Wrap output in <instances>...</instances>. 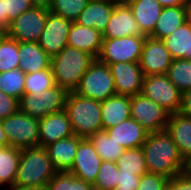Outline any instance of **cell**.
Masks as SVG:
<instances>
[{"mask_svg": "<svg viewBox=\"0 0 191 190\" xmlns=\"http://www.w3.org/2000/svg\"><path fill=\"white\" fill-rule=\"evenodd\" d=\"M141 148L148 173L168 179L181 173L183 158L166 130L149 133Z\"/></svg>", "mask_w": 191, "mask_h": 190, "instance_id": "1", "label": "cell"}, {"mask_svg": "<svg viewBox=\"0 0 191 190\" xmlns=\"http://www.w3.org/2000/svg\"><path fill=\"white\" fill-rule=\"evenodd\" d=\"M76 136L90 138L97 131L103 130L101 102L69 92L64 109Z\"/></svg>", "mask_w": 191, "mask_h": 190, "instance_id": "2", "label": "cell"}, {"mask_svg": "<svg viewBox=\"0 0 191 190\" xmlns=\"http://www.w3.org/2000/svg\"><path fill=\"white\" fill-rule=\"evenodd\" d=\"M95 58L87 52L66 46L51 58L55 84L68 92L75 91L82 76Z\"/></svg>", "mask_w": 191, "mask_h": 190, "instance_id": "3", "label": "cell"}, {"mask_svg": "<svg viewBox=\"0 0 191 190\" xmlns=\"http://www.w3.org/2000/svg\"><path fill=\"white\" fill-rule=\"evenodd\" d=\"M57 172L45 147L24 148L21 149L14 185L25 187L47 185Z\"/></svg>", "mask_w": 191, "mask_h": 190, "instance_id": "4", "label": "cell"}, {"mask_svg": "<svg viewBox=\"0 0 191 190\" xmlns=\"http://www.w3.org/2000/svg\"><path fill=\"white\" fill-rule=\"evenodd\" d=\"M74 92L100 102L117 94L109 66L95 59L82 76Z\"/></svg>", "mask_w": 191, "mask_h": 190, "instance_id": "5", "label": "cell"}, {"mask_svg": "<svg viewBox=\"0 0 191 190\" xmlns=\"http://www.w3.org/2000/svg\"><path fill=\"white\" fill-rule=\"evenodd\" d=\"M8 146L24 149L39 146V119L19 109L11 116L0 120Z\"/></svg>", "mask_w": 191, "mask_h": 190, "instance_id": "6", "label": "cell"}, {"mask_svg": "<svg viewBox=\"0 0 191 190\" xmlns=\"http://www.w3.org/2000/svg\"><path fill=\"white\" fill-rule=\"evenodd\" d=\"M68 91L56 84L40 95L23 94L18 101L19 110L31 117L42 118L65 109Z\"/></svg>", "mask_w": 191, "mask_h": 190, "instance_id": "7", "label": "cell"}, {"mask_svg": "<svg viewBox=\"0 0 191 190\" xmlns=\"http://www.w3.org/2000/svg\"><path fill=\"white\" fill-rule=\"evenodd\" d=\"M141 93L170 114L180 110L182 93L169 80L167 74L144 76Z\"/></svg>", "mask_w": 191, "mask_h": 190, "instance_id": "8", "label": "cell"}, {"mask_svg": "<svg viewBox=\"0 0 191 190\" xmlns=\"http://www.w3.org/2000/svg\"><path fill=\"white\" fill-rule=\"evenodd\" d=\"M131 118L149 133L166 129L170 113L142 93L130 97Z\"/></svg>", "mask_w": 191, "mask_h": 190, "instance_id": "9", "label": "cell"}, {"mask_svg": "<svg viewBox=\"0 0 191 190\" xmlns=\"http://www.w3.org/2000/svg\"><path fill=\"white\" fill-rule=\"evenodd\" d=\"M49 9L33 6L10 22L7 36L18 42H38L46 25Z\"/></svg>", "mask_w": 191, "mask_h": 190, "instance_id": "10", "label": "cell"}, {"mask_svg": "<svg viewBox=\"0 0 191 190\" xmlns=\"http://www.w3.org/2000/svg\"><path fill=\"white\" fill-rule=\"evenodd\" d=\"M145 37L127 36L103 39L98 60L106 65L118 62H139Z\"/></svg>", "mask_w": 191, "mask_h": 190, "instance_id": "11", "label": "cell"}, {"mask_svg": "<svg viewBox=\"0 0 191 190\" xmlns=\"http://www.w3.org/2000/svg\"><path fill=\"white\" fill-rule=\"evenodd\" d=\"M71 24L72 21L48 12L46 25L37 43L50 58L56 56L68 45L67 40Z\"/></svg>", "mask_w": 191, "mask_h": 190, "instance_id": "12", "label": "cell"}, {"mask_svg": "<svg viewBox=\"0 0 191 190\" xmlns=\"http://www.w3.org/2000/svg\"><path fill=\"white\" fill-rule=\"evenodd\" d=\"M172 61L173 58L162 40L145 37L139 60L144 76L167 74Z\"/></svg>", "mask_w": 191, "mask_h": 190, "instance_id": "13", "label": "cell"}, {"mask_svg": "<svg viewBox=\"0 0 191 190\" xmlns=\"http://www.w3.org/2000/svg\"><path fill=\"white\" fill-rule=\"evenodd\" d=\"M108 66L118 95L131 97L141 93L144 75L139 62H118Z\"/></svg>", "mask_w": 191, "mask_h": 190, "instance_id": "14", "label": "cell"}, {"mask_svg": "<svg viewBox=\"0 0 191 190\" xmlns=\"http://www.w3.org/2000/svg\"><path fill=\"white\" fill-rule=\"evenodd\" d=\"M101 162L102 160L93 143L88 138H83L78 143L75 159L69 173L94 185Z\"/></svg>", "mask_w": 191, "mask_h": 190, "instance_id": "15", "label": "cell"}, {"mask_svg": "<svg viewBox=\"0 0 191 190\" xmlns=\"http://www.w3.org/2000/svg\"><path fill=\"white\" fill-rule=\"evenodd\" d=\"M127 36L146 37L135 21L129 5L116 4L102 38L113 39Z\"/></svg>", "mask_w": 191, "mask_h": 190, "instance_id": "16", "label": "cell"}, {"mask_svg": "<svg viewBox=\"0 0 191 190\" xmlns=\"http://www.w3.org/2000/svg\"><path fill=\"white\" fill-rule=\"evenodd\" d=\"M74 135L65 110L39 119V146L47 145Z\"/></svg>", "mask_w": 191, "mask_h": 190, "instance_id": "17", "label": "cell"}, {"mask_svg": "<svg viewBox=\"0 0 191 190\" xmlns=\"http://www.w3.org/2000/svg\"><path fill=\"white\" fill-rule=\"evenodd\" d=\"M115 5L111 0H89L75 22L103 34Z\"/></svg>", "mask_w": 191, "mask_h": 190, "instance_id": "18", "label": "cell"}, {"mask_svg": "<svg viewBox=\"0 0 191 190\" xmlns=\"http://www.w3.org/2000/svg\"><path fill=\"white\" fill-rule=\"evenodd\" d=\"M109 137L125 149L142 147L149 132L136 120L128 118L115 127L106 129Z\"/></svg>", "mask_w": 191, "mask_h": 190, "instance_id": "19", "label": "cell"}, {"mask_svg": "<svg viewBox=\"0 0 191 190\" xmlns=\"http://www.w3.org/2000/svg\"><path fill=\"white\" fill-rule=\"evenodd\" d=\"M102 34L94 28L72 22L67 44L98 58L102 48Z\"/></svg>", "mask_w": 191, "mask_h": 190, "instance_id": "20", "label": "cell"}, {"mask_svg": "<svg viewBox=\"0 0 191 190\" xmlns=\"http://www.w3.org/2000/svg\"><path fill=\"white\" fill-rule=\"evenodd\" d=\"M75 134L59 139L45 147L48 155L58 172H69L75 159L78 143L82 140Z\"/></svg>", "mask_w": 191, "mask_h": 190, "instance_id": "21", "label": "cell"}, {"mask_svg": "<svg viewBox=\"0 0 191 190\" xmlns=\"http://www.w3.org/2000/svg\"><path fill=\"white\" fill-rule=\"evenodd\" d=\"M166 132L177 145L182 158L191 155V117L181 112L170 114Z\"/></svg>", "mask_w": 191, "mask_h": 190, "instance_id": "22", "label": "cell"}, {"mask_svg": "<svg viewBox=\"0 0 191 190\" xmlns=\"http://www.w3.org/2000/svg\"><path fill=\"white\" fill-rule=\"evenodd\" d=\"M18 53L20 56L19 68L25 74L51 67V58L37 42H18Z\"/></svg>", "mask_w": 191, "mask_h": 190, "instance_id": "23", "label": "cell"}, {"mask_svg": "<svg viewBox=\"0 0 191 190\" xmlns=\"http://www.w3.org/2000/svg\"><path fill=\"white\" fill-rule=\"evenodd\" d=\"M103 130L115 127L124 120L131 118L130 97L115 94L101 102Z\"/></svg>", "mask_w": 191, "mask_h": 190, "instance_id": "24", "label": "cell"}, {"mask_svg": "<svg viewBox=\"0 0 191 190\" xmlns=\"http://www.w3.org/2000/svg\"><path fill=\"white\" fill-rule=\"evenodd\" d=\"M128 5L142 32L149 36L155 28L163 7L157 0H133Z\"/></svg>", "mask_w": 191, "mask_h": 190, "instance_id": "25", "label": "cell"}, {"mask_svg": "<svg viewBox=\"0 0 191 190\" xmlns=\"http://www.w3.org/2000/svg\"><path fill=\"white\" fill-rule=\"evenodd\" d=\"M185 23L184 6L163 7L153 32L152 38L163 40Z\"/></svg>", "mask_w": 191, "mask_h": 190, "instance_id": "26", "label": "cell"}, {"mask_svg": "<svg viewBox=\"0 0 191 190\" xmlns=\"http://www.w3.org/2000/svg\"><path fill=\"white\" fill-rule=\"evenodd\" d=\"M162 41L173 59L191 60V27L186 22Z\"/></svg>", "mask_w": 191, "mask_h": 190, "instance_id": "27", "label": "cell"}, {"mask_svg": "<svg viewBox=\"0 0 191 190\" xmlns=\"http://www.w3.org/2000/svg\"><path fill=\"white\" fill-rule=\"evenodd\" d=\"M21 149L6 146L0 148V190L14 185Z\"/></svg>", "mask_w": 191, "mask_h": 190, "instance_id": "28", "label": "cell"}, {"mask_svg": "<svg viewBox=\"0 0 191 190\" xmlns=\"http://www.w3.org/2000/svg\"><path fill=\"white\" fill-rule=\"evenodd\" d=\"M88 139L93 143V146L102 161L116 162L126 150L111 139L106 130L97 131Z\"/></svg>", "mask_w": 191, "mask_h": 190, "instance_id": "29", "label": "cell"}, {"mask_svg": "<svg viewBox=\"0 0 191 190\" xmlns=\"http://www.w3.org/2000/svg\"><path fill=\"white\" fill-rule=\"evenodd\" d=\"M116 165L122 172L142 176L148 173L142 148L126 149L117 159Z\"/></svg>", "mask_w": 191, "mask_h": 190, "instance_id": "30", "label": "cell"}, {"mask_svg": "<svg viewBox=\"0 0 191 190\" xmlns=\"http://www.w3.org/2000/svg\"><path fill=\"white\" fill-rule=\"evenodd\" d=\"M25 76V72L20 68L1 72L0 90L19 101L24 94Z\"/></svg>", "mask_w": 191, "mask_h": 190, "instance_id": "31", "label": "cell"}, {"mask_svg": "<svg viewBox=\"0 0 191 190\" xmlns=\"http://www.w3.org/2000/svg\"><path fill=\"white\" fill-rule=\"evenodd\" d=\"M167 76L181 93L191 89V60L173 59Z\"/></svg>", "mask_w": 191, "mask_h": 190, "instance_id": "32", "label": "cell"}, {"mask_svg": "<svg viewBox=\"0 0 191 190\" xmlns=\"http://www.w3.org/2000/svg\"><path fill=\"white\" fill-rule=\"evenodd\" d=\"M55 85L52 68L34 73H28L25 76L24 94L34 93L42 95L44 91Z\"/></svg>", "mask_w": 191, "mask_h": 190, "instance_id": "33", "label": "cell"}, {"mask_svg": "<svg viewBox=\"0 0 191 190\" xmlns=\"http://www.w3.org/2000/svg\"><path fill=\"white\" fill-rule=\"evenodd\" d=\"M47 190H95L94 186L69 172H57L48 182Z\"/></svg>", "mask_w": 191, "mask_h": 190, "instance_id": "34", "label": "cell"}, {"mask_svg": "<svg viewBox=\"0 0 191 190\" xmlns=\"http://www.w3.org/2000/svg\"><path fill=\"white\" fill-rule=\"evenodd\" d=\"M18 41L7 36L0 46V73L19 68Z\"/></svg>", "mask_w": 191, "mask_h": 190, "instance_id": "35", "label": "cell"}, {"mask_svg": "<svg viewBox=\"0 0 191 190\" xmlns=\"http://www.w3.org/2000/svg\"><path fill=\"white\" fill-rule=\"evenodd\" d=\"M89 0H53L49 11L75 22Z\"/></svg>", "mask_w": 191, "mask_h": 190, "instance_id": "36", "label": "cell"}, {"mask_svg": "<svg viewBox=\"0 0 191 190\" xmlns=\"http://www.w3.org/2000/svg\"><path fill=\"white\" fill-rule=\"evenodd\" d=\"M118 167L116 162L102 161L94 183L95 190H113L117 186Z\"/></svg>", "mask_w": 191, "mask_h": 190, "instance_id": "37", "label": "cell"}, {"mask_svg": "<svg viewBox=\"0 0 191 190\" xmlns=\"http://www.w3.org/2000/svg\"><path fill=\"white\" fill-rule=\"evenodd\" d=\"M5 15L7 17V28L10 22L19 15L33 7L31 0H4Z\"/></svg>", "mask_w": 191, "mask_h": 190, "instance_id": "38", "label": "cell"}, {"mask_svg": "<svg viewBox=\"0 0 191 190\" xmlns=\"http://www.w3.org/2000/svg\"><path fill=\"white\" fill-rule=\"evenodd\" d=\"M169 179L157 174L146 173L140 177L136 190H165Z\"/></svg>", "mask_w": 191, "mask_h": 190, "instance_id": "39", "label": "cell"}, {"mask_svg": "<svg viewBox=\"0 0 191 190\" xmlns=\"http://www.w3.org/2000/svg\"><path fill=\"white\" fill-rule=\"evenodd\" d=\"M139 182L140 176L118 169L117 186L113 190H136Z\"/></svg>", "mask_w": 191, "mask_h": 190, "instance_id": "40", "label": "cell"}, {"mask_svg": "<svg viewBox=\"0 0 191 190\" xmlns=\"http://www.w3.org/2000/svg\"><path fill=\"white\" fill-rule=\"evenodd\" d=\"M18 109V100L0 90V120L13 115Z\"/></svg>", "mask_w": 191, "mask_h": 190, "instance_id": "41", "label": "cell"}, {"mask_svg": "<svg viewBox=\"0 0 191 190\" xmlns=\"http://www.w3.org/2000/svg\"><path fill=\"white\" fill-rule=\"evenodd\" d=\"M167 187L170 190H191V180L180 173L169 179Z\"/></svg>", "mask_w": 191, "mask_h": 190, "instance_id": "42", "label": "cell"}, {"mask_svg": "<svg viewBox=\"0 0 191 190\" xmlns=\"http://www.w3.org/2000/svg\"><path fill=\"white\" fill-rule=\"evenodd\" d=\"M179 112L191 117V89L182 93L181 107Z\"/></svg>", "mask_w": 191, "mask_h": 190, "instance_id": "43", "label": "cell"}, {"mask_svg": "<svg viewBox=\"0 0 191 190\" xmlns=\"http://www.w3.org/2000/svg\"><path fill=\"white\" fill-rule=\"evenodd\" d=\"M181 174L191 180V155L183 158Z\"/></svg>", "mask_w": 191, "mask_h": 190, "instance_id": "44", "label": "cell"}, {"mask_svg": "<svg viewBox=\"0 0 191 190\" xmlns=\"http://www.w3.org/2000/svg\"><path fill=\"white\" fill-rule=\"evenodd\" d=\"M162 7L184 6L189 0H157Z\"/></svg>", "mask_w": 191, "mask_h": 190, "instance_id": "45", "label": "cell"}, {"mask_svg": "<svg viewBox=\"0 0 191 190\" xmlns=\"http://www.w3.org/2000/svg\"><path fill=\"white\" fill-rule=\"evenodd\" d=\"M0 29H7V17L5 15L4 0H0Z\"/></svg>", "mask_w": 191, "mask_h": 190, "instance_id": "46", "label": "cell"}, {"mask_svg": "<svg viewBox=\"0 0 191 190\" xmlns=\"http://www.w3.org/2000/svg\"><path fill=\"white\" fill-rule=\"evenodd\" d=\"M6 190H47V185L43 186H19V185H13L11 187H7Z\"/></svg>", "mask_w": 191, "mask_h": 190, "instance_id": "47", "label": "cell"}, {"mask_svg": "<svg viewBox=\"0 0 191 190\" xmlns=\"http://www.w3.org/2000/svg\"><path fill=\"white\" fill-rule=\"evenodd\" d=\"M33 6L43 7L49 9L52 5L53 0H31Z\"/></svg>", "mask_w": 191, "mask_h": 190, "instance_id": "48", "label": "cell"}, {"mask_svg": "<svg viewBox=\"0 0 191 190\" xmlns=\"http://www.w3.org/2000/svg\"><path fill=\"white\" fill-rule=\"evenodd\" d=\"M185 22L191 27V0L184 5Z\"/></svg>", "mask_w": 191, "mask_h": 190, "instance_id": "49", "label": "cell"}, {"mask_svg": "<svg viewBox=\"0 0 191 190\" xmlns=\"http://www.w3.org/2000/svg\"><path fill=\"white\" fill-rule=\"evenodd\" d=\"M8 146V141L6 138V134L2 128V125L0 123V148Z\"/></svg>", "mask_w": 191, "mask_h": 190, "instance_id": "50", "label": "cell"}, {"mask_svg": "<svg viewBox=\"0 0 191 190\" xmlns=\"http://www.w3.org/2000/svg\"><path fill=\"white\" fill-rule=\"evenodd\" d=\"M113 3L115 4H126L128 5L129 3H131L133 0H111Z\"/></svg>", "mask_w": 191, "mask_h": 190, "instance_id": "51", "label": "cell"}, {"mask_svg": "<svg viewBox=\"0 0 191 190\" xmlns=\"http://www.w3.org/2000/svg\"><path fill=\"white\" fill-rule=\"evenodd\" d=\"M6 37H7L6 30H1V29H0V46H1L2 41H3Z\"/></svg>", "mask_w": 191, "mask_h": 190, "instance_id": "52", "label": "cell"}]
</instances>
